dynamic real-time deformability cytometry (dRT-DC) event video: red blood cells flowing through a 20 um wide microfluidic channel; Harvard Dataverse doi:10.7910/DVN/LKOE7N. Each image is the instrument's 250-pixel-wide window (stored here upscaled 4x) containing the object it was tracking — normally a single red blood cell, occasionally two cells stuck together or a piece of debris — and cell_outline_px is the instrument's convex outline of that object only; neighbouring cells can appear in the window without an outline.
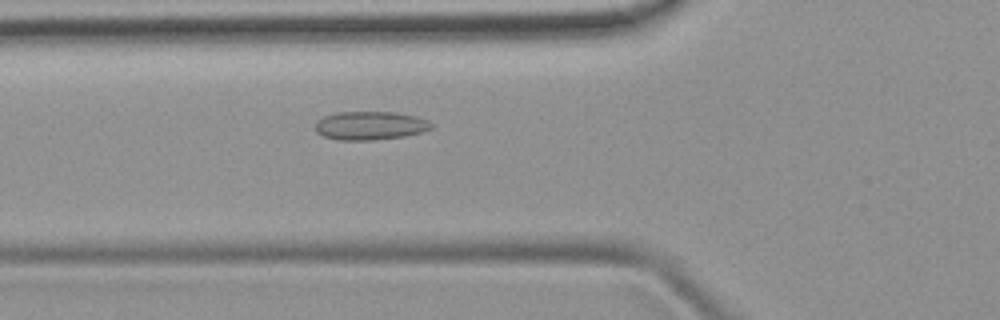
{"species": "common noctule bat (a hibernating species)", "species_latin": "Nyctalus noctula", "temperature_condition": "room temperature", "stored_images_in_passage": 39, "camera_frame_rate_fps": 3000, "um_per_image_px": 0.085, "animal": {"sex": "female", "body_mass_g": 19.9}, "frame": {"image": 1, "passage_image": 8, "time_ms": 2.333, "image_size_px": [1000, 320], "cell_outline_px": [[432, 128], [420, 132], [404, 136], [372, 140], [336, 140], [324, 136], [316, 132], [316, 120], [324, 116], [336, 112], [396, 112], [416, 116], [428, 120], [432, 124]], "centroid_in_image_um": [31.44, 10.67], "position_along_channel_um": 94.4, "area_um2": 19.31}}
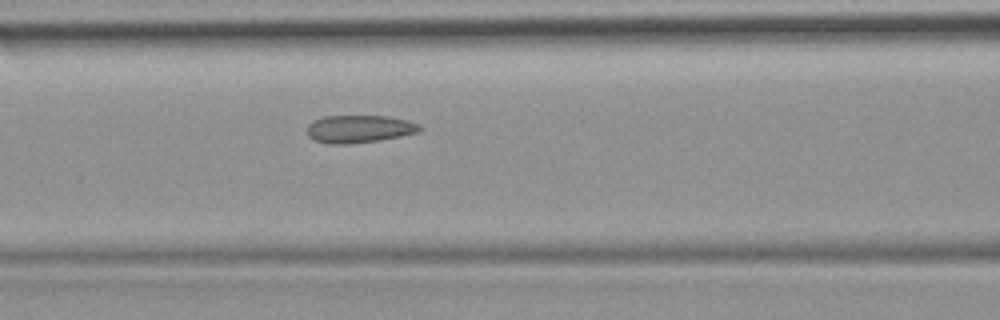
{"frame": {"image": 2, "passage_image": 11, "time_ms": 3.333, "image_size_px": [1000, 320], "cell_outline_px": [[420, 128], [416, 132], [400, 136], [380, 140], [348, 144], [328, 144], [316, 140], [308, 136], [308, 124], [324, 116], [388, 116], [408, 120], [420, 124]], "centroid_in_image_um": [30.53, 10.96], "position_along_channel_um": 136.1, "area_um2": 17.98}}
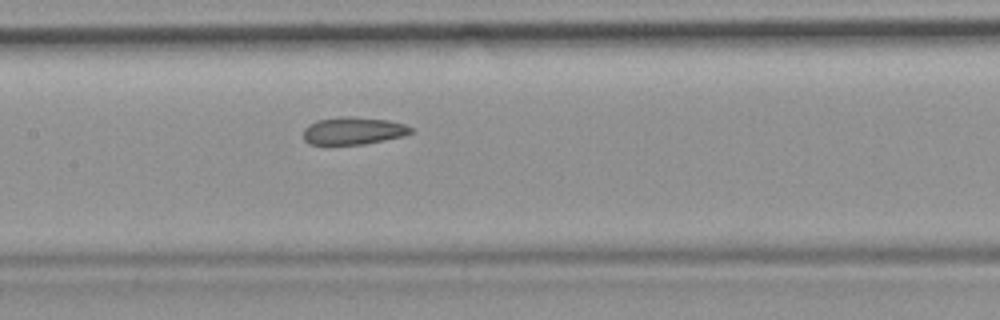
{"frame": {"image": 3, "passage_image": 14, "time_ms": 4.333, "image_size_px": [1000, 320], "cell_outline_px": [[412, 132], [404, 136], [364, 144], [324, 148], [308, 144], [304, 140], [304, 128], [308, 124], [316, 120], [340, 116], [348, 116], [388, 120], [404, 124], [412, 128]], "centroid_in_image_um": [29.92, 11.16], "position_along_channel_um": 177.5, "area_um2": 18.03}}